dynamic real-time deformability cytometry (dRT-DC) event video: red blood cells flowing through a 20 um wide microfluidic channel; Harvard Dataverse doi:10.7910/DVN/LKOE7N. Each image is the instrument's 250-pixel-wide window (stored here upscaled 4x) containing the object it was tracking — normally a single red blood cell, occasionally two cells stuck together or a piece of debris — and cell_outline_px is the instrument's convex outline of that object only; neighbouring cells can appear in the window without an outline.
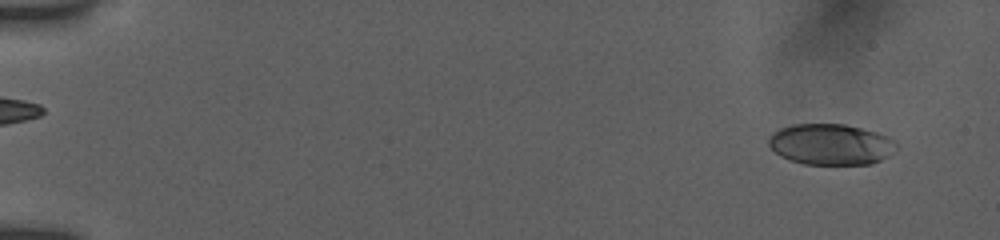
{"species": "human", "species_latin": "Homo sapiens", "temperature_condition": "room temperature", "stored_images_in_passage": 47, "camera_frame_rate_fps": 3000, "um_per_image_px": 0.085, "donor": {"sex": "female"}, "frame": {"image": 1, "passage_image": 3, "time_ms": 0.667, "image_size_px": [1000, 240], "cell_outline_px": [[896, 148], [888, 156], [872, 164], [804, 164], [780, 156], [768, 144], [768, 140], [780, 128], [792, 124], [844, 124], [876, 132], [888, 136], [896, 144]], "centroid_in_image_um": [70.62, 12.27], "position_along_channel_um": 14.4, "area_um2": 30.17}}
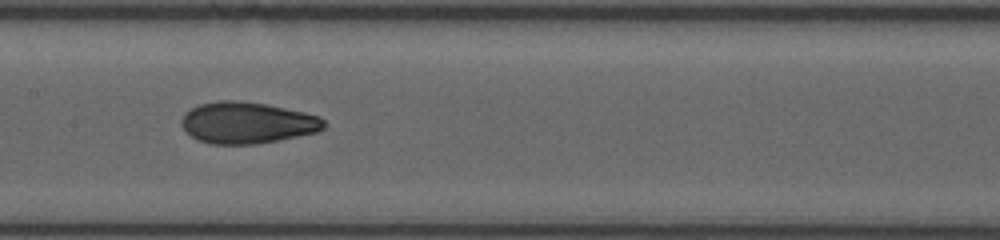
{"frame": {"image": 2, "passage_image": 28, "time_ms": 9.0, "image_size_px": [1000, 240], "cell_outline_px": [[328, 124], [324, 128], [316, 132], [280, 140], [256, 144], [212, 144], [196, 140], [184, 128], [180, 120], [184, 112], [200, 104], [220, 100], [240, 100], [264, 104], [304, 112], [320, 116]], "centroid_in_image_um": [21.02, 10.43], "position_along_channel_um": 186.4, "area_um2": 34.51}}
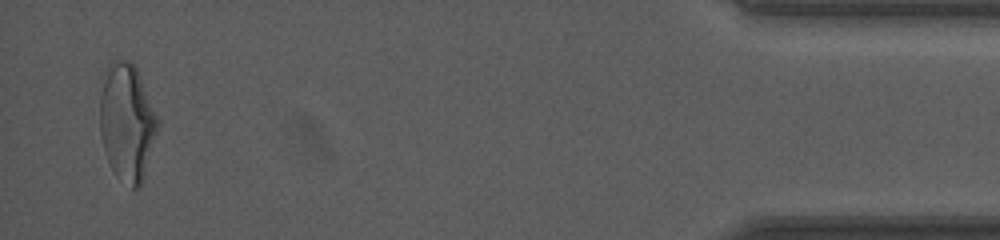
{"frame": {"image": 3, "passage_image": 47, "time_ms": 17.0, "image_size_px": [1000, 240], "cell_outline_px": [[156, 128], [144, 176], [140, 188], [132, 188], [116, 176], [104, 152], [100, 132], [100, 100], [104, 68], [112, 60], [128, 60], [136, 68], [156, 116]], "centroid_in_image_um": [10.73, 10.37], "position_along_channel_um": 424.5, "area_um2": 38.61}, "authors_computed_cell_mechanics": {"area_um2": 33.1194, "velocity_mm_per_s": 3.8875, "shape_relaxation_time_tau1_ms": 6.7833, "shape_relaxation_time_tau2_ms": 1.4619, "deformation_change_tau1": 0.2157, "deformation_change_tau2": 0.0765}}